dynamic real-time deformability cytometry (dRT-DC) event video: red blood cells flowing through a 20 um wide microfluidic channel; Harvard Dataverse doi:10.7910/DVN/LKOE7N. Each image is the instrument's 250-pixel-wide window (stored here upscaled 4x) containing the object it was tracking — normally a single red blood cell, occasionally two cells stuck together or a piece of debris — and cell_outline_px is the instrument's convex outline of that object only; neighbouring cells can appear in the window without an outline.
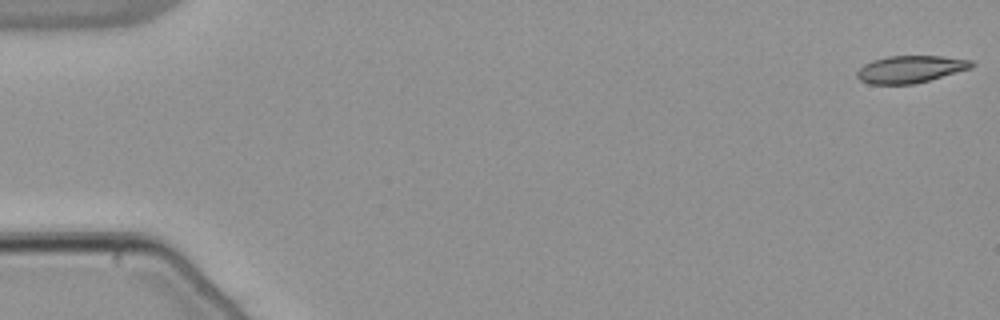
{"species": "common noctule bat (a hibernating species)", "species_latin": "Nyctalus noctula", "temperature_condition": "warm", "stored_images_in_passage": 54, "camera_frame_rate_fps": 3000, "um_per_image_px": 0.085, "animal": {"sex": "male", "body_mass_g": 21.5, "forearm_length_mm": 52.0}, "frame": {"image": 1, "passage_image": 1, "time_ms": 0.0, "image_size_px": [1000, 320], "cell_outline_px": [[976, 64], [972, 68], [928, 80], [912, 84], [868, 84], [860, 80], [856, 76], [856, 72], [864, 64], [872, 60], [888, 56], [940, 56], [972, 60]], "centroid_in_image_um": [77.37, 5.88], "position_along_channel_um": 7.6, "area_um2": 18.15}}
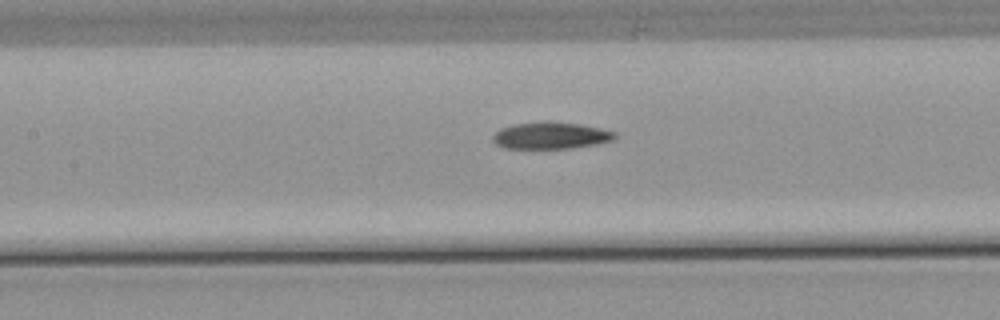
{"frame": {"image": 2, "passage_image": 25, "time_ms": 8.0, "image_size_px": [1000, 320], "cell_outline_px": [[616, 136], [612, 140], [596, 144], [572, 148], [504, 148], [496, 144], [492, 140], [492, 136], [500, 128], [512, 124], [544, 120], [580, 124], [600, 128], [616, 132]], "centroid_in_image_um": [46.78, 11.5], "position_along_channel_um": 160.6, "area_um2": 19.25}}
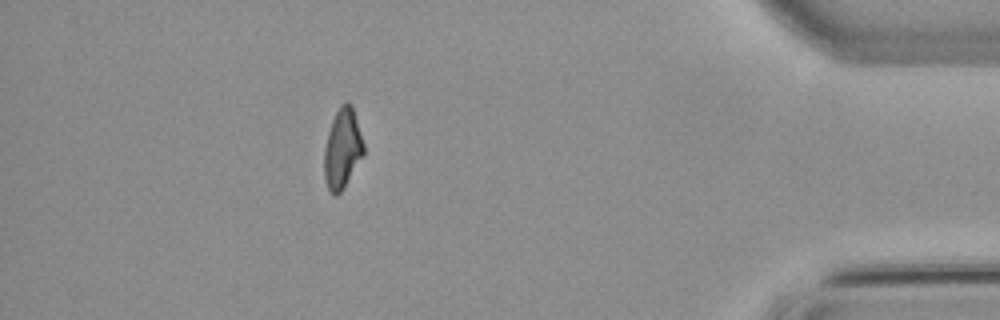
{"frame": {"image": 3, "passage_image": 48, "time_ms": 15.667, "image_size_px": [1000, 320], "cell_outline_px": [[364, 156], [344, 188], [336, 196], [332, 196], [328, 192], [324, 180], [324, 148], [328, 132], [332, 120], [340, 104], [344, 100], [348, 100], [352, 104], [364, 144]], "centroid_in_image_um": [29.1, 12.66], "position_along_channel_um": 406.1, "area_um2": 18.9}, "authors_computed_cell_mechanics": {"area_um2": 19.074, "velocity_mm_per_s": 3.84, "shape_relaxation_time_tau1_ms": 7.432, "shape_relaxation_time_tau2_ms": 11.0345, "deformation_change_tau1": 0.1995, "deformation_change_tau2": 0.2192}}